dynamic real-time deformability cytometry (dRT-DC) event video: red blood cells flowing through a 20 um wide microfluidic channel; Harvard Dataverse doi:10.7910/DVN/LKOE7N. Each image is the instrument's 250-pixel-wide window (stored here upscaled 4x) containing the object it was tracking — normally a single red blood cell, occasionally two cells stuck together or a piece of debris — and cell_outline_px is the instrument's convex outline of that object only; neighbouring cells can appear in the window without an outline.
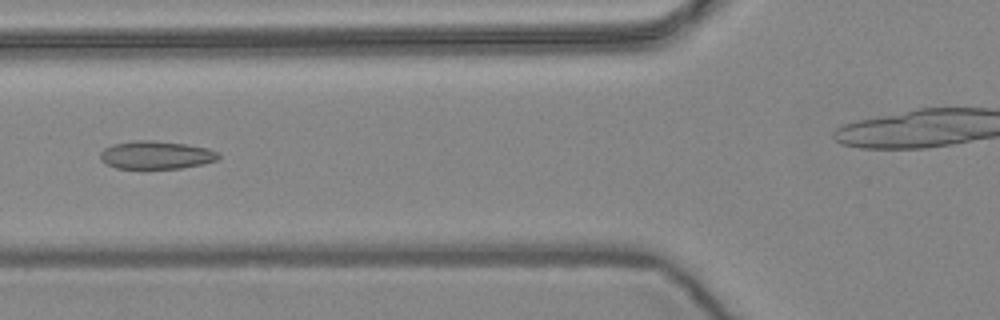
{"species": "common noctule bat (a hibernating species)", "species_latin": "Nyctalus noctula", "temperature_condition": "warm", "stored_images_in_passage": 8, "camera_frame_rate_fps": 3000, "um_per_image_px": 0.085, "animal": {"sex": "female", "body_mass_g": 24.6, "forearm_length_mm": 56.2}, "frame": {"image": 1, "passage_image": 6, "time_ms": 1.667, "image_size_px": [1000, 320], "cell_outline_px": [[220, 156], [216, 160], [204, 164], [180, 168], [116, 168], [100, 160], [100, 152], [104, 148], [112, 144], [136, 140], [152, 140], [184, 144], [208, 148], [220, 152]], "centroid_in_image_um": [13.28, 13.17], "position_along_channel_um": 112.5, "area_um2": 19.31}}
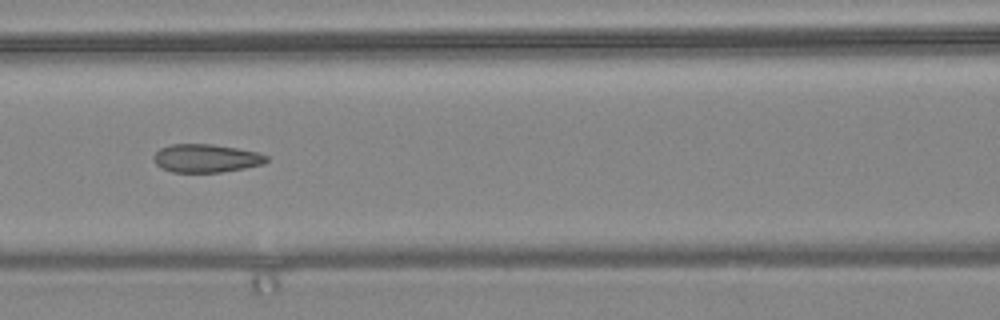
{"frame": {"image": 2, "passage_image": 7, "time_ms": 2.0, "image_size_px": [1000, 320], "cell_outline_px": [[268, 160], [264, 164], [244, 168], [220, 172], [172, 172], [160, 168], [156, 164], [152, 156], [160, 148], [172, 144], [212, 144], [236, 148], [256, 152], [268, 156]], "centroid_in_image_um": [17.49, 13.45], "position_along_channel_um": 149.1, "area_um2": 18.55}}